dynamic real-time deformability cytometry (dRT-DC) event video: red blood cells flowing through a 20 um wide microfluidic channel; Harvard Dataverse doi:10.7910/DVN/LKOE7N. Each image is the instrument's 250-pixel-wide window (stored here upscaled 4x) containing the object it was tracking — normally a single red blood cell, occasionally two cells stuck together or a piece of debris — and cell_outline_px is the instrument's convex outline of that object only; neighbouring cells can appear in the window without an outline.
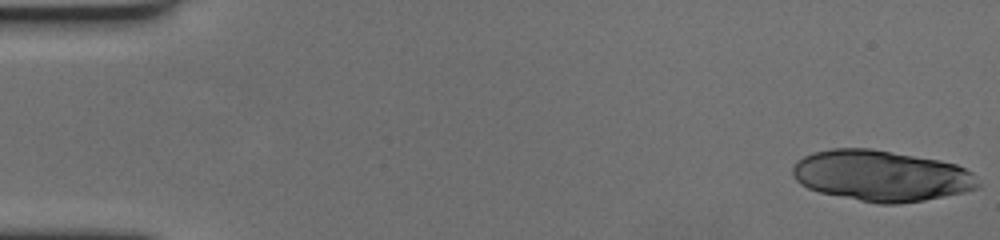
{"species": "human", "species_latin": "Homo sapiens", "temperature_condition": "cold", "stored_images_in_passage": 19, "camera_frame_rate_fps": 3000, "um_per_image_px": 0.085, "donor": {"sex": "female"}, "frame": {"image": 1, "passage_image": 1, "time_ms": 0.0, "image_size_px": [1000, 240], "cell_outline_px": [[980, 188], [964, 192], [924, 200], [896, 204], [876, 204], [820, 192], [808, 188], [800, 184], [796, 180], [792, 172], [792, 168], [796, 160], [812, 152], [832, 148], [872, 148], [940, 160], [956, 164], [972, 172], [976, 176], [980, 184]], "centroid_in_image_um": [74.91, 14.93], "position_along_channel_um": 10.1, "area_um2": 55.37}}